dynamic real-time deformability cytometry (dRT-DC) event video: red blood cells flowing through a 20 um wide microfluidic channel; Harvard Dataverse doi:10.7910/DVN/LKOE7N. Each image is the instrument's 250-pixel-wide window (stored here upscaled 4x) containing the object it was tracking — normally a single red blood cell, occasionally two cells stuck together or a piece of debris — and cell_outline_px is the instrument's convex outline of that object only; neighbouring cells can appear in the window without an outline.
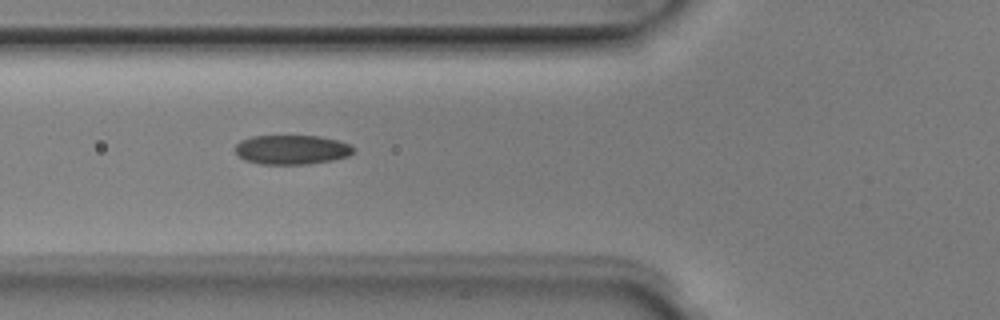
{"species": "Egyptian fruit bat (a non-hibernating species)", "species_latin": "Rousettus aegyptiacus", "temperature_condition": "room temperature", "stored_images_in_passage": 7, "camera_frame_rate_fps": 3000, "um_per_image_px": 0.085, "animal": {"sex": "male"}, "frame": {"image": 1, "passage_image": 5, "time_ms": 1.333, "image_size_px": [1000, 320], "cell_outline_px": [[356, 148], [348, 156], [332, 160], [308, 164], [260, 164], [244, 160], [232, 148], [240, 140], [252, 136], [320, 136], [352, 144]], "centroid_in_image_um": [24.79, 12.72], "position_along_channel_um": 101.0, "area_um2": 20.4}}
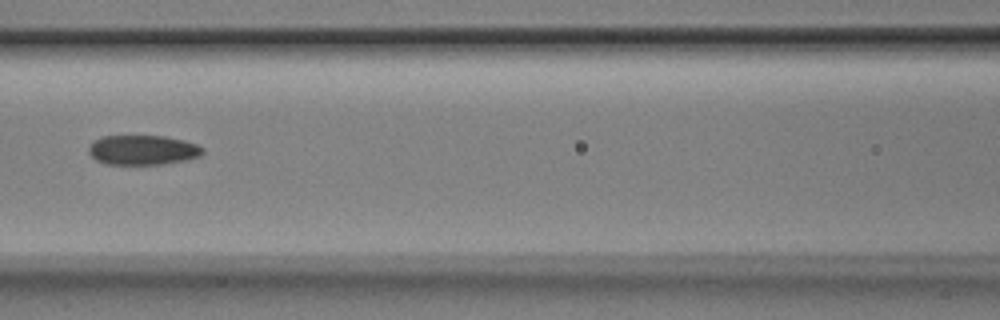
{"frame": {"image": 2, "passage_image": 6, "time_ms": 1.667, "image_size_px": [1000, 320], "cell_outline_px": [[204, 152], [200, 156], [188, 160], [164, 164], [104, 164], [96, 160], [88, 152], [88, 144], [92, 140], [100, 136], [164, 136], [184, 140], [196, 144], [204, 148]], "centroid_in_image_um": [12.11, 12.75], "position_along_channel_um": 154.5, "area_um2": 20.06}}
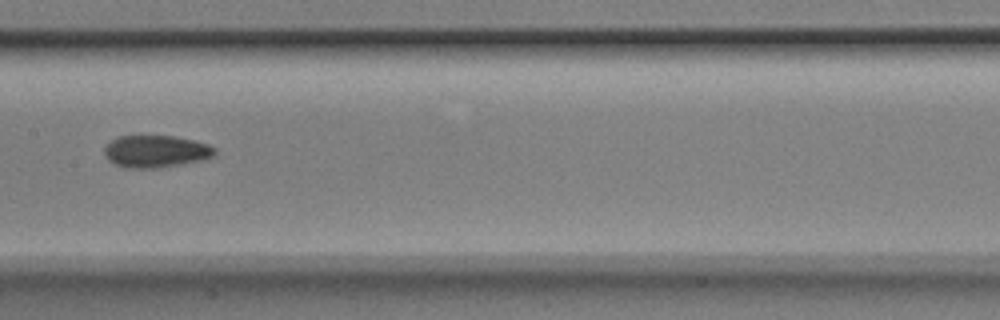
{"frame": {"image": 3, "passage_image": 7, "time_ms": 2.0, "image_size_px": [1000, 320], "cell_outline_px": [[216, 156], [204, 160], [160, 168], [124, 168], [108, 160], [104, 156], [104, 148], [112, 140], [120, 136], [172, 136], [192, 140], [208, 144], [216, 148]], "centroid_in_image_um": [13.27, 12.88], "position_along_channel_um": 194.1, "area_um2": 20.87}}